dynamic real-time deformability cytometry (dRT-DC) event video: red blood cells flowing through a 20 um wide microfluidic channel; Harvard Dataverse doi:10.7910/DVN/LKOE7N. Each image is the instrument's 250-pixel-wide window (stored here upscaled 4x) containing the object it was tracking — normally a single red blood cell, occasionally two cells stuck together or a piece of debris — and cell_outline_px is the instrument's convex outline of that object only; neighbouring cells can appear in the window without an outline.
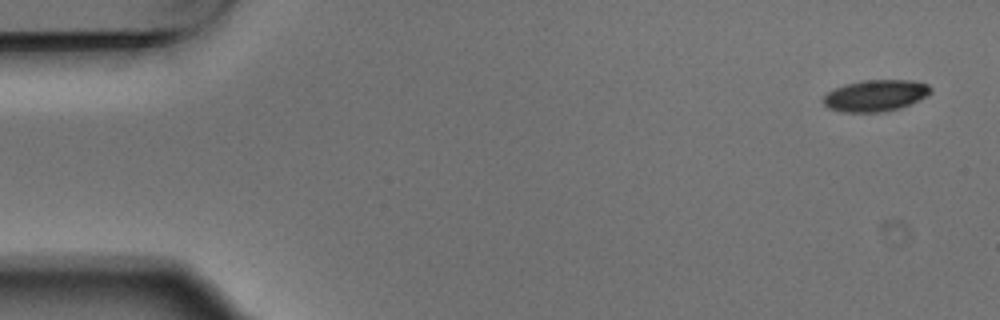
{"species": "Egyptian fruit bat (a non-hibernating species)", "species_latin": "Rousettus aegyptiacus", "temperature_condition": "warm", "stored_images_in_passage": 6, "camera_frame_rate_fps": 3000, "um_per_image_px": 0.085, "animal": {"sex": "male"}, "frame": {"image": 1, "passage_image": 1, "time_ms": 0.0, "image_size_px": [1000, 320], "cell_outline_px": [[932, 92], [928, 96], [900, 108], [884, 112], [844, 112], [828, 108], [820, 100], [828, 92], [844, 84], [860, 80], [912, 80], [928, 84], [932, 88]], "centroid_in_image_um": [74.43, 8.12], "position_along_channel_um": 10.6, "area_um2": 19.94}}
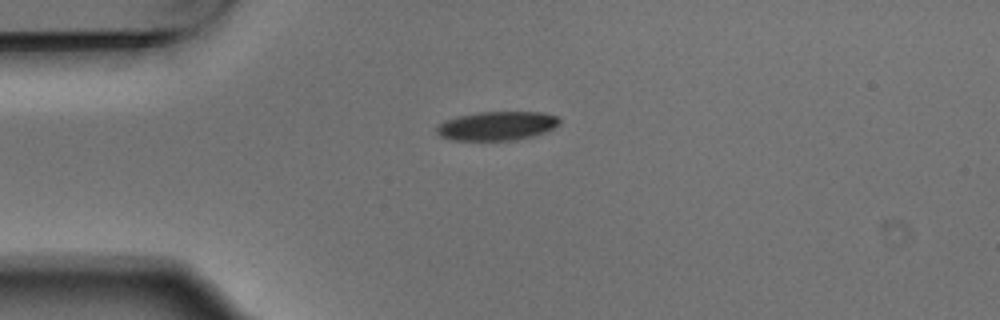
{"frame": {"image": 2, "passage_image": 4, "time_ms": 1.0, "image_size_px": [1000, 320], "cell_outline_px": [[560, 124], [544, 132], [532, 136], [516, 140], [452, 140], [440, 136], [436, 132], [436, 128], [444, 120], [460, 116], [480, 112], [544, 112], [556, 116], [560, 120]], "centroid_in_image_um": [42.24, 10.7], "position_along_channel_um": 42.8, "area_um2": 20.58}}
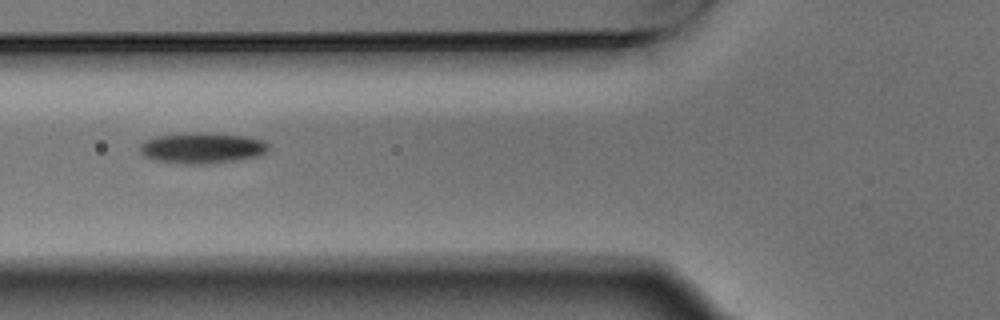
{"frame": {"image": 3, "passage_image": 6, "time_ms": 1.667, "image_size_px": [1000, 320], "cell_outline_px": [[268, 148], [264, 156], [240, 160], [212, 164], [180, 164], [156, 160], [144, 156], [140, 152], [140, 144], [144, 140], [156, 136], [196, 132], [208, 132], [248, 136], [264, 140], [268, 144]], "centroid_in_image_um": [17.23, 12.58], "position_along_channel_um": 108.6, "area_um2": 23.7}}